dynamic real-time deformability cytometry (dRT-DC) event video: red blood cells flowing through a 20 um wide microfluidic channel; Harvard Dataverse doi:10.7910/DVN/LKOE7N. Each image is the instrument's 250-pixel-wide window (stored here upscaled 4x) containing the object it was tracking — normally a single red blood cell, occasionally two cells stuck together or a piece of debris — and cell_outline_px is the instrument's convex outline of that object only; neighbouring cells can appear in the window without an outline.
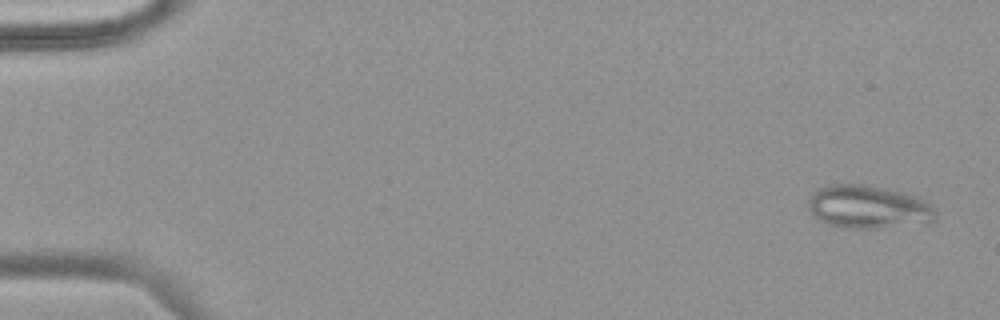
{"species": "common noctule bat (a hibernating species)", "species_latin": "Nyctalus noctula", "temperature_condition": "warm", "stored_images_in_passage": 48, "camera_frame_rate_fps": 3000, "um_per_image_px": 0.085, "animal": {"sex": "female", "body_mass_g": 18.4}, "frame": {"image": 1, "passage_image": 2, "time_ms": 0.333, "image_size_px": [1000, 320], "cell_outline_px": [[936, 220], [928, 224], [880, 228], [844, 228], [828, 224], [812, 216], [808, 208], [808, 196], [816, 188], [824, 184], [868, 184], [888, 188], [904, 192], [916, 196], [924, 200], [936, 212]], "centroid_in_image_um": [73.78, 17.58], "position_along_channel_um": 11.2, "area_um2": 32.89}}
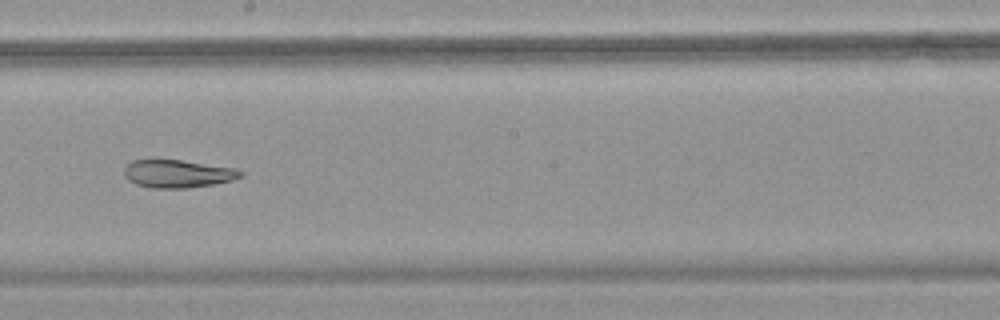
{"frame": {"image": 2, "passage_image": 28, "time_ms": 9.0, "image_size_px": [1000, 320], "cell_outline_px": [[244, 176], [232, 180], [212, 184], [188, 188], [152, 188], [136, 184], [128, 180], [124, 176], [124, 168], [132, 160], [180, 160], [236, 168], [244, 172]], "centroid_in_image_um": [15.12, 14.77], "position_along_channel_um": 233.1, "area_um2": 18.9}}
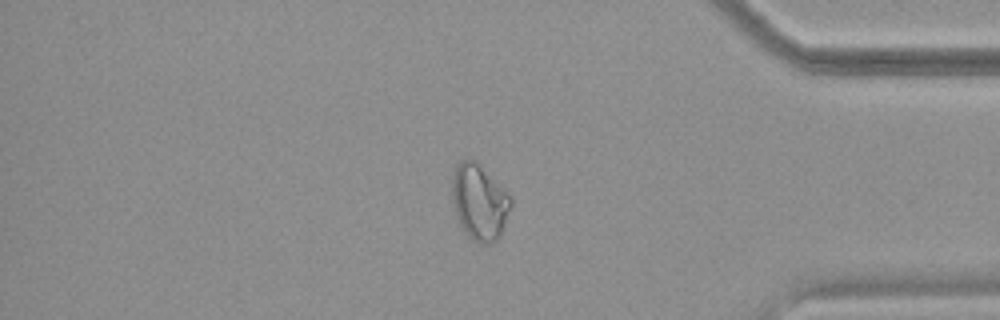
{"frame": {"image": 3, "passage_image": 41, "time_ms": 13.333, "image_size_px": [1000, 320], "cell_outline_px": [[512, 204], [500, 236], [492, 244], [480, 244], [472, 240], [464, 232], [456, 216], [452, 200], [452, 176], [456, 164], [460, 160], [476, 160], [512, 196]], "centroid_in_image_um": [40.75, 17.18], "position_along_channel_um": 394.4, "area_um2": 26.3}}